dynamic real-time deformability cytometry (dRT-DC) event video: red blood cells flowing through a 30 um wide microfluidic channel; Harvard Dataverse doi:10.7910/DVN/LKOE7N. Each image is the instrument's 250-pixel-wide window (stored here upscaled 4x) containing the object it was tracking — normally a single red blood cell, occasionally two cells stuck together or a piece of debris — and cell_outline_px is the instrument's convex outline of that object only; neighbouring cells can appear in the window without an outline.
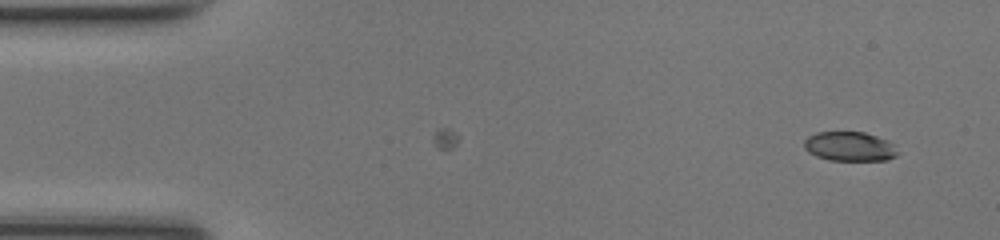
{"species": "common noctule bat (a hibernating species)", "species_latin": "Nyctalus noctula", "temperature_condition": "room temperature", "stored_images_in_passage": 48, "camera_frame_rate_fps": 3000, "um_per_image_px": 0.085, "animal": {"sex": "female", "body_mass_g": 17.0, "forearm_length_mm": 48.0}, "frame": {"image": 1, "passage_image": 1, "time_ms": 0.0, "image_size_px": [1000, 240], "cell_outline_px": [[896, 156], [888, 160], [828, 160], [816, 156], [808, 152], [804, 148], [804, 140], [808, 136], [816, 132], [864, 132], [888, 140], [892, 144], [896, 152]], "centroid_in_image_um": [72.17, 12.44], "position_along_channel_um": 12.8, "area_um2": 15.95}}
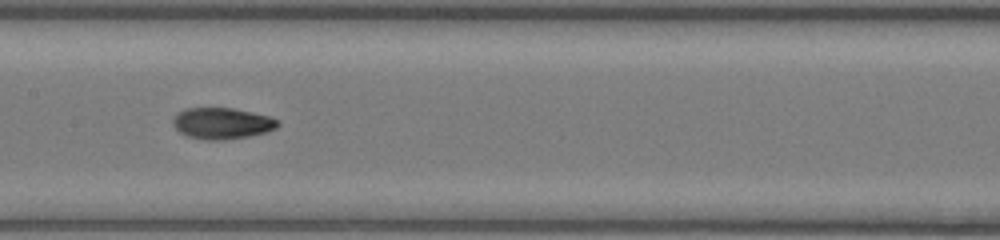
{"frame": {"image": 2, "passage_image": 22, "time_ms": 7.0, "image_size_px": [1000, 240], "cell_outline_px": [[280, 124], [276, 128], [268, 132], [248, 136], [220, 140], [200, 140], [188, 136], [180, 132], [172, 124], [172, 120], [184, 108], [232, 108], [268, 116], [280, 120]], "centroid_in_image_um": [18.88, 10.49], "position_along_channel_um": 188.5, "area_um2": 19.07}}
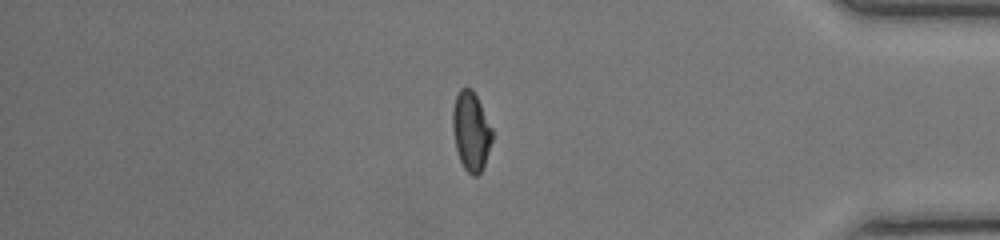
{"frame": {"image": 3, "passage_image": 39, "time_ms": 12.667, "image_size_px": [1000, 240], "cell_outline_px": [[492, 140], [484, 164], [480, 172], [476, 176], [472, 176], [464, 168], [460, 160], [456, 148], [452, 128], [452, 112], [456, 96], [460, 88], [472, 88], [492, 128]], "centroid_in_image_um": [40.02, 11.15], "position_along_channel_um": 395.2, "area_um2": 17.98}, "authors_computed_cell_mechanics": {"area_um2": 18.3515, "velocity_mm_per_s": 4.2468, "shape_relaxation_time_tau1_ms": 5.1891, "shape_relaxation_time_tau2_ms": 2.2737, "deformation_change_tau1": 0.1839, "deformation_change_tau2": 0.0672}}